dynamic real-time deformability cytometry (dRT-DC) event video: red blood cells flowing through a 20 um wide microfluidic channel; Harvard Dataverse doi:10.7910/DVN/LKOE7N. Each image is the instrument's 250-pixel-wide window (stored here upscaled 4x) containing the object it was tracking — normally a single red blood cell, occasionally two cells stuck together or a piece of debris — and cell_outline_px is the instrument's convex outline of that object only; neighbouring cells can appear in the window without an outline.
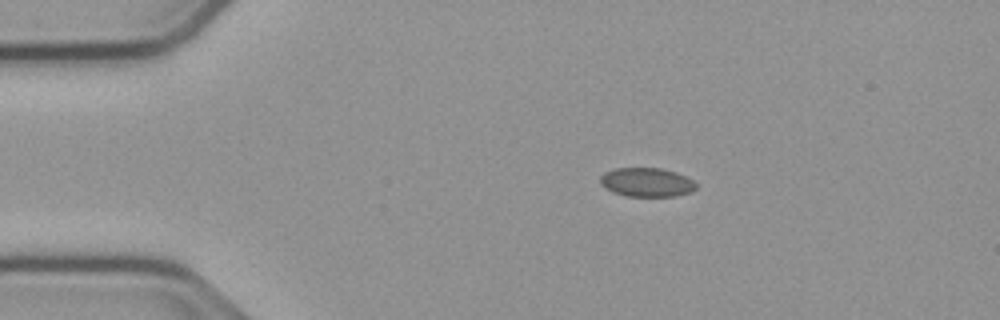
{"species": "common noctule bat (a hibernating species)", "species_latin": "Nyctalus noctula", "temperature_condition": "cold", "stored_images_in_passage": 45, "camera_frame_rate_fps": 3000, "um_per_image_px": 0.085, "animal": {"sex": "male", "body_mass_g": 23.1, "forearm_length_mm": 52.7}, "frame": {"image": 1, "passage_image": 1, "time_ms": 0.0, "image_size_px": [1000, 320], "cell_outline_px": [[696, 188], [692, 192], [672, 196], [628, 196], [612, 192], [604, 188], [600, 184], [600, 176], [604, 172], [612, 168], [660, 168], [676, 172], [692, 180], [696, 184]], "centroid_in_image_um": [54.92, 15.49], "position_along_channel_um": 30.1, "area_um2": 16.24}}
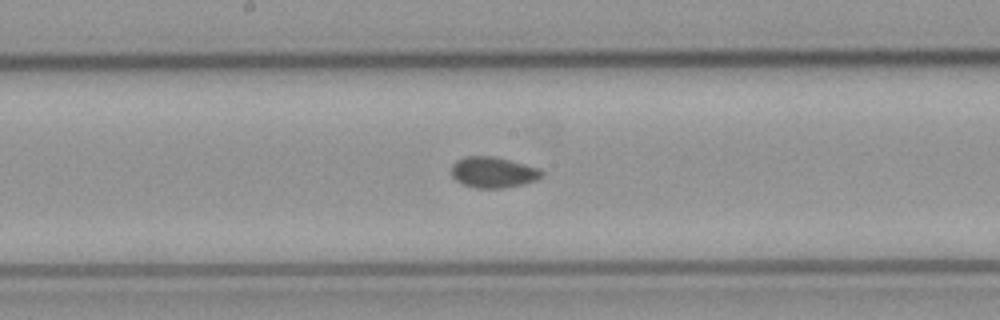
{"frame": {"image": 2, "passage_image": 19, "time_ms": 6.0, "image_size_px": [1000, 320], "cell_outline_px": [[544, 176], [536, 180], [524, 184], [504, 188], [476, 188], [464, 184], [456, 180], [452, 176], [452, 164], [456, 160], [464, 156], [492, 156], [540, 168], [544, 172]], "centroid_in_image_um": [41.94, 14.65], "position_along_channel_um": 206.3, "area_um2": 16.3}}
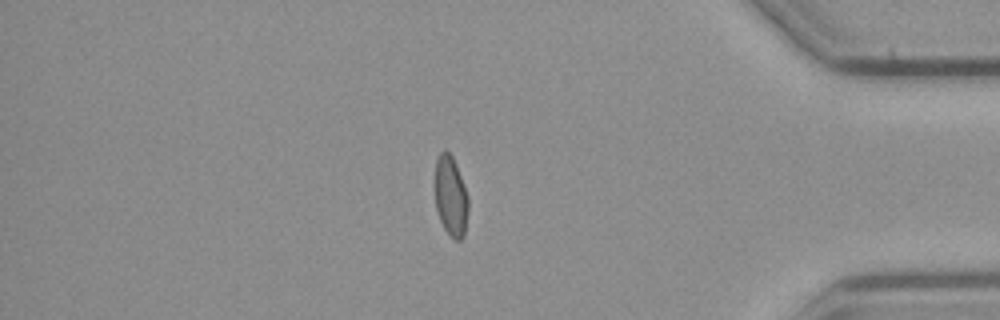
{"frame": {"image": 3, "passage_image": 37, "time_ms": 12.0, "image_size_px": [1000, 320], "cell_outline_px": [[468, 212], [464, 236], [460, 240], [452, 240], [444, 228], [440, 220], [436, 208], [436, 160], [440, 152], [444, 148], [452, 156], [468, 196]], "centroid_in_image_um": [38.32, 16.72], "position_along_channel_um": 396.9, "area_um2": 15.43}, "authors_computed_cell_mechanics": {"area_um2": 16.1262, "velocity_mm_per_s": 3.7683, "shape_relaxation_time_tau1_ms": null, "shape_relaxation_time_tau2_ms": 6.2513, "deformation_change_tau1": null, "deformation_change_tau2": 0.0581}}